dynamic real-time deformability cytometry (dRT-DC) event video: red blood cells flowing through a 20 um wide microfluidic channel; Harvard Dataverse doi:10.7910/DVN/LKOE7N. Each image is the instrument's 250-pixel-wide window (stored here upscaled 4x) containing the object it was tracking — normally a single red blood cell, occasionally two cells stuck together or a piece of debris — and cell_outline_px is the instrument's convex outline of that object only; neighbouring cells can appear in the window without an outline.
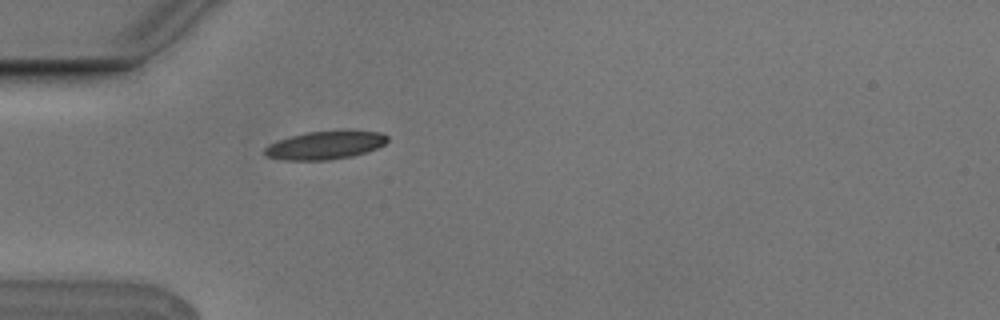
{"species": "Egyptian fruit bat (a non-hibernating species)", "species_latin": "Rousettus aegyptiacus", "temperature_condition": "cold", "stored_images_in_passage": 1, "camera_frame_rate_fps": 3000, "um_per_image_px": 0.085, "animal": {"sex": "male"}, "frame": {"image": 1, "passage_image": 1, "time_ms": 0.0, "image_size_px": [1000, 320], "cell_outline_px": [[388, 140], [384, 144], [376, 148], [352, 156], [328, 160], [284, 160], [264, 156], [264, 148], [268, 144], [276, 140], [308, 132], [344, 128], [380, 132], [388, 136]], "centroid_in_image_um": [27.64, 12.3], "position_along_channel_um": 57.4, "area_um2": 20.75}}